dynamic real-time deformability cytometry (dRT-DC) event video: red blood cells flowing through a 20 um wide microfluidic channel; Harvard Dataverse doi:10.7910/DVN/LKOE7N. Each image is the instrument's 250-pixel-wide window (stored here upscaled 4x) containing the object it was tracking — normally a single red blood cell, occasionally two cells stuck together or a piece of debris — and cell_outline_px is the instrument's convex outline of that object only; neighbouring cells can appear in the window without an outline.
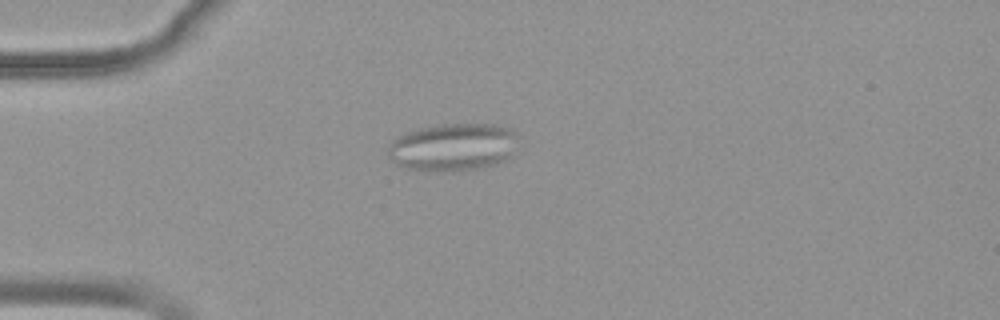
{"species": "common noctule bat (a hibernating species)", "species_latin": "Nyctalus noctula", "temperature_condition": "warm", "stored_images_in_passage": 43, "camera_frame_rate_fps": 3000, "um_per_image_px": 0.085, "animal": {"sex": "female", "body_mass_g": 19.9}, "frame": {"image": 1, "passage_image": 4, "time_ms": 1.0, "image_size_px": [1000, 320], "cell_outline_px": [[520, 132], [512, 156], [508, 160], [496, 164], [476, 168], [452, 172], [408, 168], [396, 164], [388, 156], [388, 148], [392, 140], [408, 132], [420, 128], [436, 124], [496, 124]], "centroid_in_image_um": [38.57, 12.49], "position_along_channel_um": 46.4, "area_um2": 36.41}}
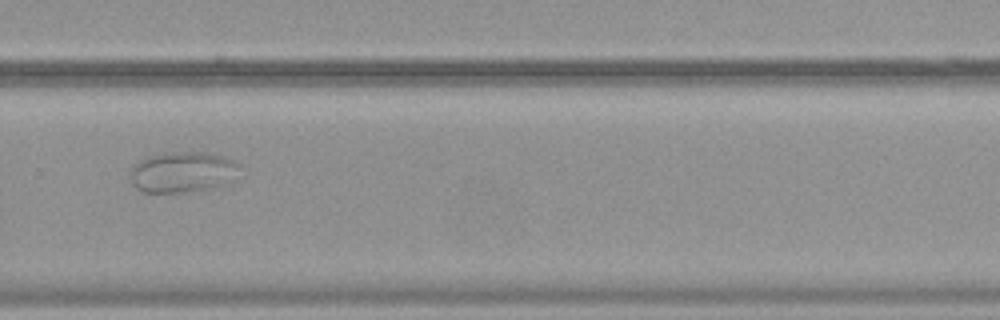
{"frame": {"image": 2, "passage_image": 27, "time_ms": 8.667, "image_size_px": [1000, 320], "cell_outline_px": [[236, 164], [228, 184], [212, 188], [180, 192], [144, 192], [136, 188], [132, 184], [128, 172], [140, 160], [148, 156], [164, 152], [208, 152], [232, 160]], "centroid_in_image_um": [15.41, 14.62], "position_along_channel_um": 314.4, "area_um2": 25.55}}
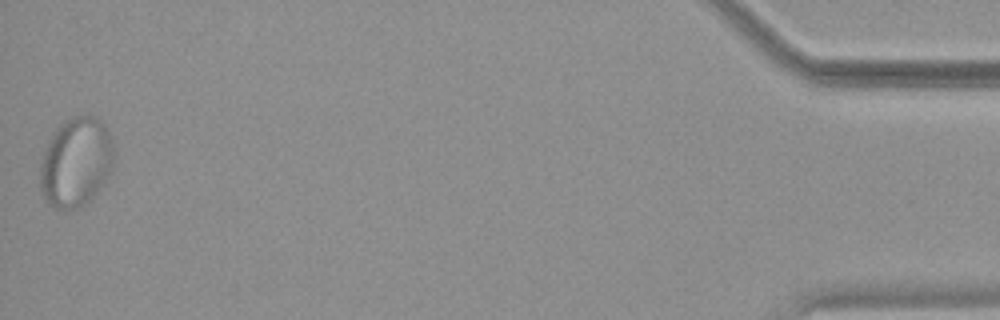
{"frame": {"image": 3, "passage_image": 43, "time_ms": 14.0, "image_size_px": [1000, 320], "cell_outline_px": [[116, 148], [112, 168], [108, 176], [92, 200], [76, 208], [56, 208], [48, 204], [40, 188], [40, 164], [44, 152], [52, 132], [64, 120], [80, 112], [96, 116], [104, 124]], "centroid_in_image_um": [6.48, 13.73], "position_along_channel_um": 428.7, "area_um2": 39.13}}